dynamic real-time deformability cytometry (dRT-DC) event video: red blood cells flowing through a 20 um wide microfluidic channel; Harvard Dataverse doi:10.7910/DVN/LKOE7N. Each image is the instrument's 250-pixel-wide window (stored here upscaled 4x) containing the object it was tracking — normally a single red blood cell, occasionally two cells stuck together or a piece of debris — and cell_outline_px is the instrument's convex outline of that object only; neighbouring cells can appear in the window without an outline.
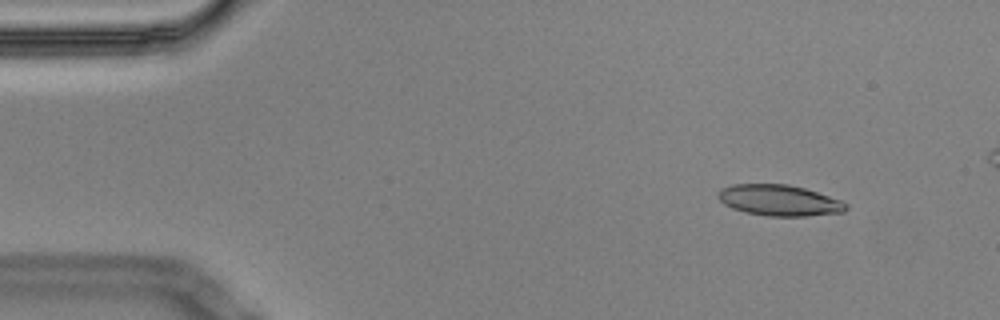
{"species": "Egyptian fruit bat (a non-hibernating species)", "species_latin": "Rousettus aegyptiacus", "temperature_condition": "cold", "stored_images_in_passage": 5, "camera_frame_rate_fps": 3000, "um_per_image_px": 0.085, "animal": {"sex": "male"}, "frame": {"image": 1, "passage_image": 2, "time_ms": 0.333, "image_size_px": [1000, 320], "cell_outline_px": [[848, 208], [844, 212], [808, 216], [768, 216], [744, 212], [732, 208], [724, 204], [716, 196], [720, 188], [732, 184], [788, 184], [804, 188], [840, 200], [848, 204]], "centroid_in_image_um": [66.21, 17.03], "position_along_channel_um": 18.8, "area_um2": 23.18}}